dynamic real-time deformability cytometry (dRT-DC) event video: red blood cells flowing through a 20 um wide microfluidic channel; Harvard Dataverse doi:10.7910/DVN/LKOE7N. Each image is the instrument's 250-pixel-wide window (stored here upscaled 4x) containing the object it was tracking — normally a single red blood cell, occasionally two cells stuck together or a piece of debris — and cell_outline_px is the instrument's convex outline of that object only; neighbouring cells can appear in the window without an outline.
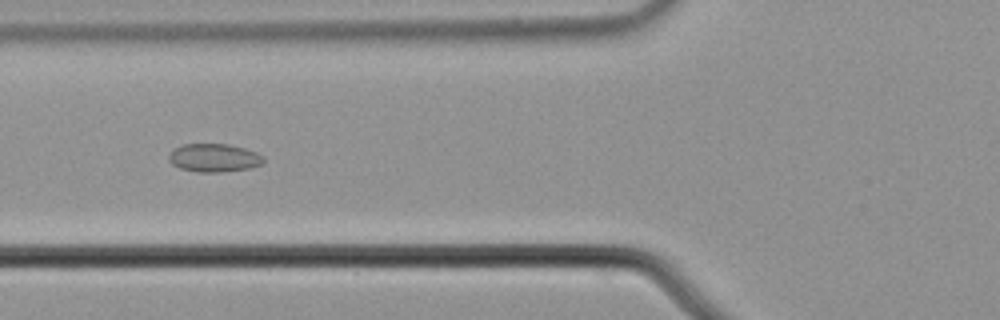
{"species": "common noctule bat (a hibernating species)", "species_latin": "Nyctalus noctula", "temperature_condition": "cold", "stored_images_in_passage": 56, "camera_frame_rate_fps": 3000, "um_per_image_px": 0.085, "animal": {"sex": "male", "body_mass_g": 21.5, "forearm_length_mm": 52.0}, "frame": {"image": 1, "passage_image": 22, "time_ms": 7.0, "image_size_px": [1000, 320], "cell_outline_px": [[264, 160], [260, 164], [248, 168], [224, 172], [196, 172], [180, 168], [172, 164], [168, 160], [168, 156], [176, 148], [184, 144], [228, 144], [244, 148], [256, 152], [264, 156]], "centroid_in_image_um": [18.19, 13.42], "position_along_channel_um": 107.6, "area_um2": 15.49}}
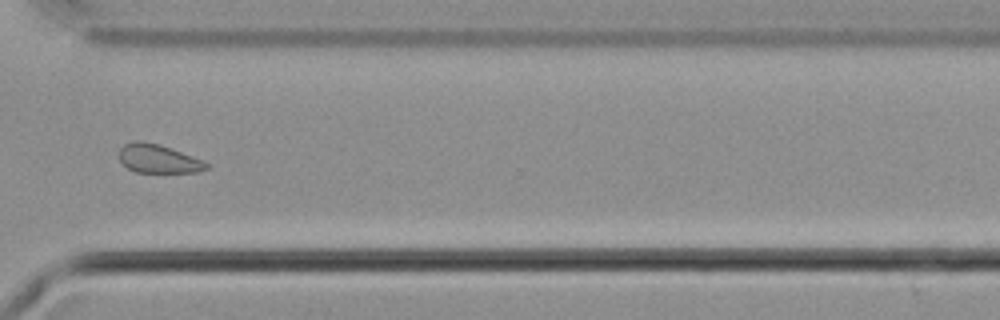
{"frame": {"image": 2, "passage_image": 42, "time_ms": 13.667, "image_size_px": [1000, 320], "cell_outline_px": [[208, 168], [200, 172], [136, 172], [120, 164], [120, 148], [124, 144], [136, 140], [140, 140], [160, 144], [204, 160], [208, 164]], "centroid_in_image_um": [13.45, 13.49], "position_along_channel_um": 357.1, "area_um2": 14.68}}
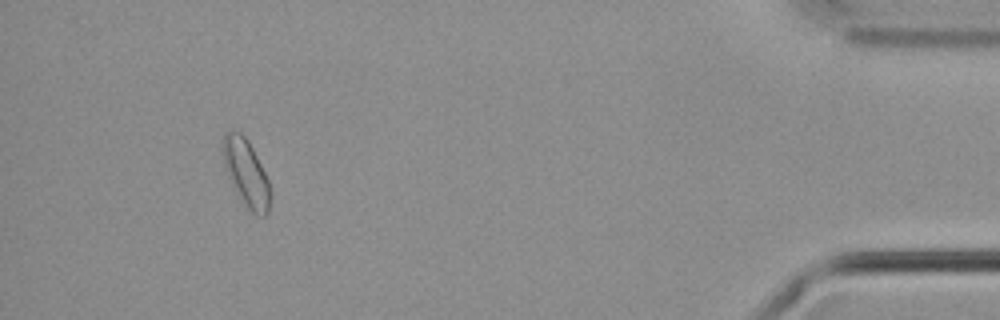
{"frame": {"image": 3, "passage_image": 52, "time_ms": 17.0, "image_size_px": [1000, 320], "cell_outline_px": [[268, 212], [264, 216], [256, 216], [248, 208], [240, 196], [228, 176], [224, 160], [224, 132], [232, 128], [240, 132], [248, 140], [268, 180]], "centroid_in_image_um": [20.91, 14.64], "position_along_channel_um": 414.3, "area_um2": 17.57}, "authors_computed_cell_mechanics": {"area_um2": 15.9817, "velocity_mm_per_s": 3.733, "shape_relaxation_time_tau1_ms": null, "shape_relaxation_time_tau2_ms": 5.8383, "deformation_change_tau1": null, "deformation_change_tau2": 0.1063}}